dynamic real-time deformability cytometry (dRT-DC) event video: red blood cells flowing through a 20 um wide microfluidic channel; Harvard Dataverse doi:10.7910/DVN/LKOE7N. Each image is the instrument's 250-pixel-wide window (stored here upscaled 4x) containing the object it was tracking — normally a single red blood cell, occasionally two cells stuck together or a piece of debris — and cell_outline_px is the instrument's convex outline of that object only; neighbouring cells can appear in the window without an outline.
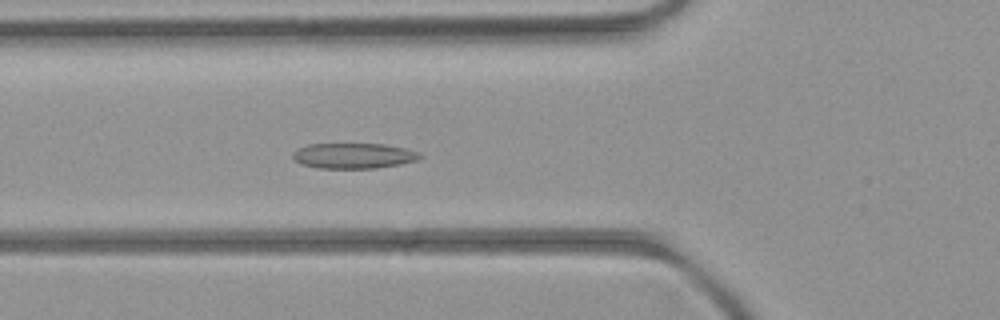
{"species": "common noctule bat (a hibernating species)", "species_latin": "Nyctalus noctula", "temperature_condition": "room temperature", "stored_images_in_passage": 53, "camera_frame_rate_fps": 3000, "um_per_image_px": 0.085, "animal": {"sex": "female", "body_mass_g": 21.9}, "frame": {"image": 1, "passage_image": 19, "time_ms": 6.0, "image_size_px": [1000, 320], "cell_outline_px": [[424, 156], [420, 160], [400, 164], [376, 168], [316, 168], [304, 164], [296, 160], [292, 156], [292, 152], [296, 148], [308, 144], [384, 144], [404, 148], [420, 152]], "centroid_in_image_um": [30.09, 13.23], "position_along_channel_um": 95.7, "area_um2": 18.96}}
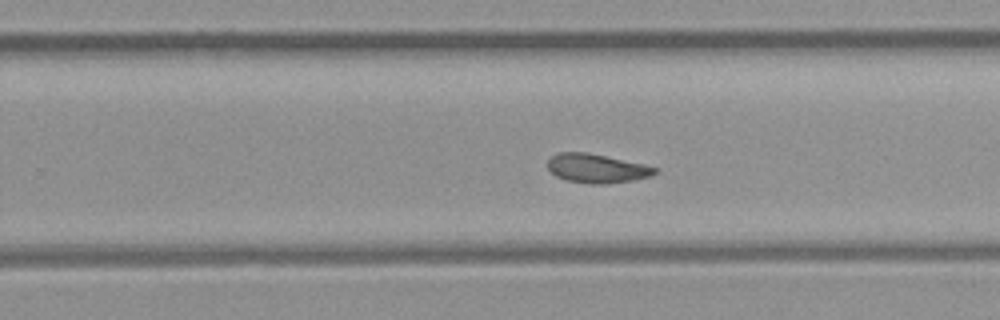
{"frame": {"image": 2, "passage_image": 33, "time_ms": 10.667, "image_size_px": [1000, 320], "cell_outline_px": [[656, 172], [652, 176], [632, 180], [608, 184], [592, 184], [568, 180], [556, 176], [548, 168], [548, 160], [556, 152], [588, 152], [644, 164], [656, 168]], "centroid_in_image_um": [50.71, 14.3], "position_along_channel_um": 279.1, "area_um2": 18.03}}
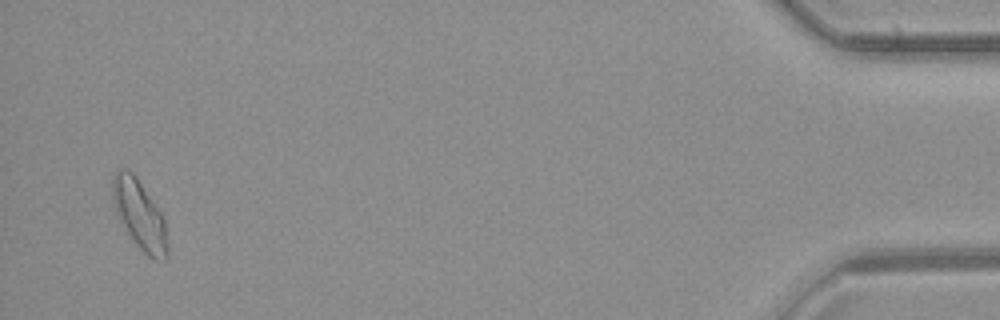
{"frame": {"image": 3, "passage_image": 51, "time_ms": 16.667, "image_size_px": [1000, 320], "cell_outline_px": [[168, 260], [152, 260], [136, 244], [120, 220], [116, 212], [112, 200], [112, 176], [116, 168], [128, 168], [136, 176], [160, 212], [164, 220], [168, 244]], "centroid_in_image_um": [11.85, 18.24], "position_along_channel_um": 423.3, "area_um2": 22.14}, "authors_computed_cell_mechanics": {"area_um2": 19.1318, "velocity_mm_per_s": 3.9177, "shape_relaxation_time_tau1_ms": null, "shape_relaxation_time_tau2_ms": 4.1228, "deformation_change_tau1": null, "deformation_change_tau2": 0.0836}}